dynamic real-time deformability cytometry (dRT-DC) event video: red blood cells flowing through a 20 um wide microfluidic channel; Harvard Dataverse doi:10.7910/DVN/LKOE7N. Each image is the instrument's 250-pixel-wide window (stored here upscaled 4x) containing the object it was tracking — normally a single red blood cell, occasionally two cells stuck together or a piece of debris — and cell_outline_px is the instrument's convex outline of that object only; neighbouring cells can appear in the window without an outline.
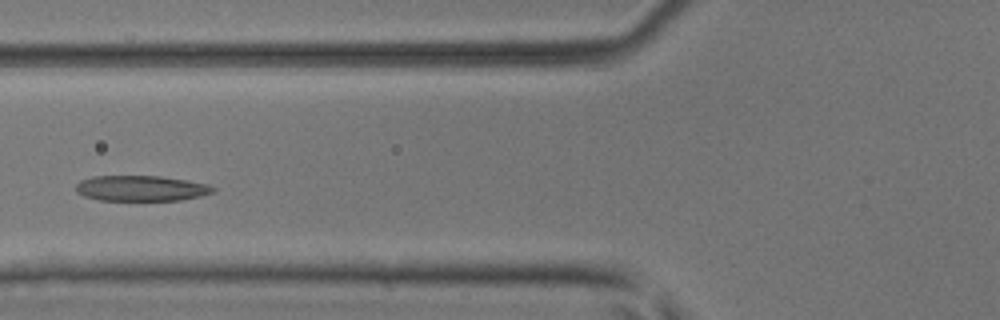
{"species": "common noctule bat (a hibernating species)", "species_latin": "Nyctalus noctula", "temperature_condition": "room temperature", "stored_images_in_passage": 8, "camera_frame_rate_fps": 3000, "um_per_image_px": 0.085, "animal": {"sex": "male", "body_mass_g": 17.9, "forearm_length_mm": 54.2}, "frame": {"image": 1, "passage_image": 6, "time_ms": 1.667, "image_size_px": [1000, 320], "cell_outline_px": [[216, 188], [212, 192], [200, 196], [180, 200], [100, 200], [84, 196], [76, 192], [76, 184], [80, 180], [92, 176], [160, 176], [208, 184]], "centroid_in_image_um": [11.96, 16.0], "position_along_channel_um": 113.8, "area_um2": 20.29}}
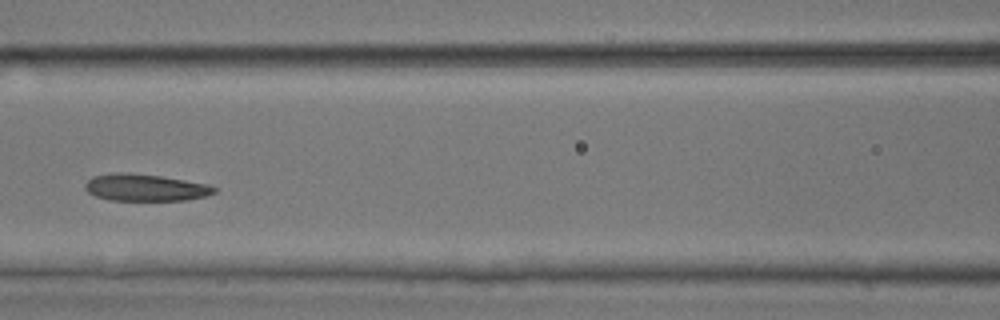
{"frame": {"image": 2, "passage_image": 7, "time_ms": 2.0, "image_size_px": [1000, 320], "cell_outline_px": [[216, 192], [204, 196], [184, 200], [108, 200], [96, 196], [88, 192], [84, 188], [84, 184], [92, 176], [116, 172], [120, 172], [160, 176], [208, 184], [216, 188]], "centroid_in_image_um": [12.31, 15.94], "position_along_channel_um": 154.3, "area_um2": 20.11}}